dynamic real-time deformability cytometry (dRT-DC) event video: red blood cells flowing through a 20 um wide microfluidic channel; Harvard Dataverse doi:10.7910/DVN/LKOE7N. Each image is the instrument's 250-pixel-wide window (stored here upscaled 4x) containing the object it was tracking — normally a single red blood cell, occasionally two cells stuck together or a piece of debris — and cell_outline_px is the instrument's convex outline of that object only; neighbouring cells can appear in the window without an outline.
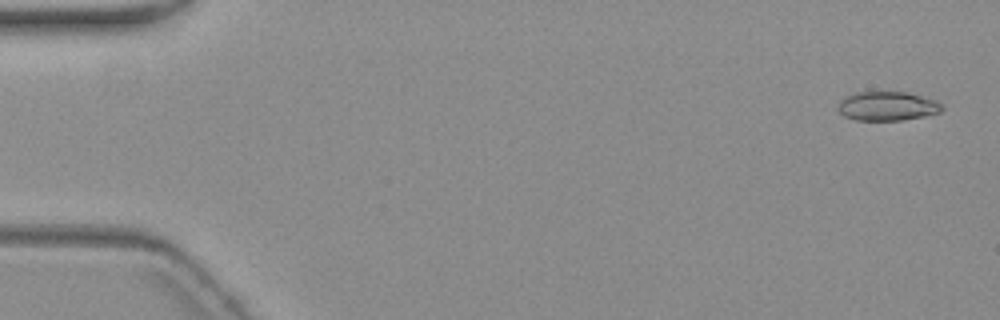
{"species": "common noctule bat (a hibernating species)", "species_latin": "Nyctalus noctula", "temperature_condition": "warm", "stored_images_in_passage": 5, "camera_frame_rate_fps": 3000, "um_per_image_px": 0.085, "animal": {"sex": "female", "body_mass_g": 19.3, "forearm_length_mm": 54.1}, "frame": {"image": 1, "passage_image": 1, "time_ms": 0.0, "image_size_px": [1000, 320], "cell_outline_px": [[944, 108], [940, 112], [924, 116], [904, 120], [856, 120], [844, 116], [840, 112], [840, 100], [844, 96], [856, 92], [904, 92], [936, 100], [944, 104]], "centroid_in_image_um": [75.45, 9.02], "position_along_channel_um": 9.5, "area_um2": 17.57}}
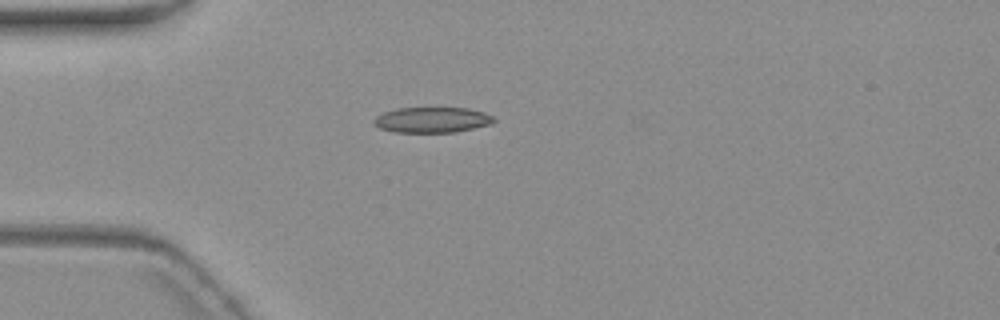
{"frame": {"image": 2, "passage_image": 4, "time_ms": 4.667, "image_size_px": [1000, 320], "cell_outline_px": [[496, 120], [492, 124], [456, 132], [392, 132], [380, 128], [372, 120], [376, 116], [384, 112], [396, 108], [468, 108], [484, 112], [492, 116]], "centroid_in_image_um": [36.74, 10.19], "position_along_channel_um": 48.3, "area_um2": 17.86}}